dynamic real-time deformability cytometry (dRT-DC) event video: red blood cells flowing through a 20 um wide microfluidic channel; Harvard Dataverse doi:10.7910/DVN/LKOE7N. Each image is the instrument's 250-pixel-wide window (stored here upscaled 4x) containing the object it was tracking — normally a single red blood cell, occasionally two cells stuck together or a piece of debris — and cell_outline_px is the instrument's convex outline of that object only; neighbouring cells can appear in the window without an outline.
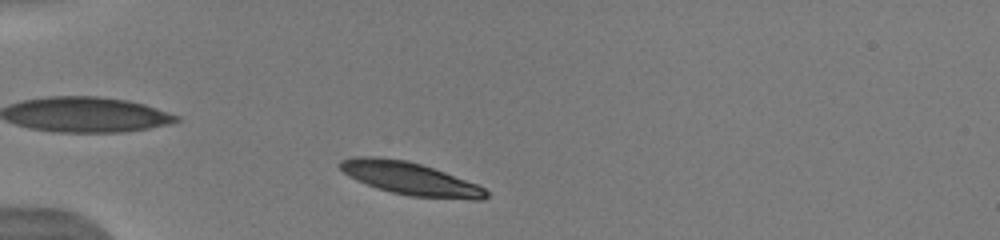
{"species": "human", "species_latin": "Homo sapiens", "temperature_condition": "warm", "stored_images_in_passage": 6, "camera_frame_rate_fps": 3000, "um_per_image_px": 0.085, "donor": {"sex": "male"}, "frame": {"image": 1, "passage_image": 1, "time_ms": 0.0, "image_size_px": [1000, 240], "cell_outline_px": [[488, 196], [484, 200], [472, 200], [408, 196], [392, 192], [356, 180], [344, 172], [340, 168], [340, 160], [352, 156], [376, 156], [408, 160], [444, 172], [476, 184], [484, 188], [488, 192]], "centroid_in_image_um": [34.87, 15.17], "position_along_channel_um": 50.1, "area_um2": 27.74}}